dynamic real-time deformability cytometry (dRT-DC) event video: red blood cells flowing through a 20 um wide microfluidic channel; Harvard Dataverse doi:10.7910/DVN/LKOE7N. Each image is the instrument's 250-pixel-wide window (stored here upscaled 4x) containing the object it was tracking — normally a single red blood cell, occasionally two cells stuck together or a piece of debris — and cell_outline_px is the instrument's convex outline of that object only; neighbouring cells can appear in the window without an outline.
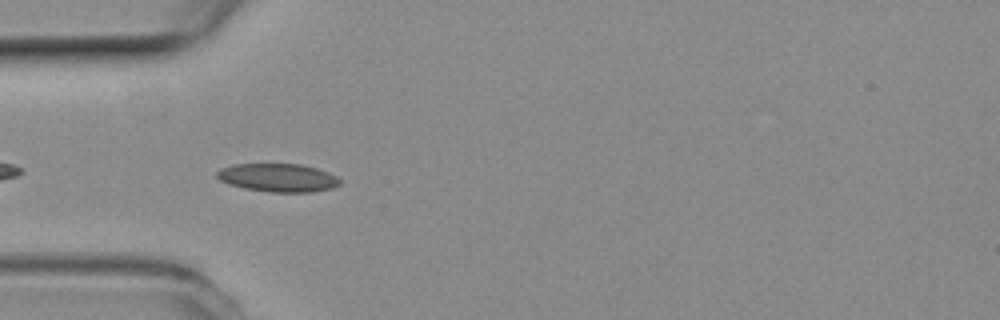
{"species": "common noctule bat (a hibernating species)", "species_latin": "Nyctalus noctula", "temperature_condition": "room temperature", "stored_images_in_passage": 6, "camera_frame_rate_fps": 3000, "um_per_image_px": 0.085, "animal": {"sex": "female", "body_mass_g": 19.3, "forearm_length_mm": 54.1}, "frame": {"image": 1, "passage_image": 6, "time_ms": 1.667, "image_size_px": [1000, 320], "cell_outline_px": [[340, 184], [332, 188], [312, 192], [268, 192], [244, 188], [228, 184], [220, 180], [216, 176], [216, 172], [220, 168], [232, 164], [300, 164], [316, 168], [328, 172], [336, 176], [340, 180]], "centroid_in_image_um": [23.6, 15.1], "position_along_channel_um": 61.4, "area_um2": 20.35}}